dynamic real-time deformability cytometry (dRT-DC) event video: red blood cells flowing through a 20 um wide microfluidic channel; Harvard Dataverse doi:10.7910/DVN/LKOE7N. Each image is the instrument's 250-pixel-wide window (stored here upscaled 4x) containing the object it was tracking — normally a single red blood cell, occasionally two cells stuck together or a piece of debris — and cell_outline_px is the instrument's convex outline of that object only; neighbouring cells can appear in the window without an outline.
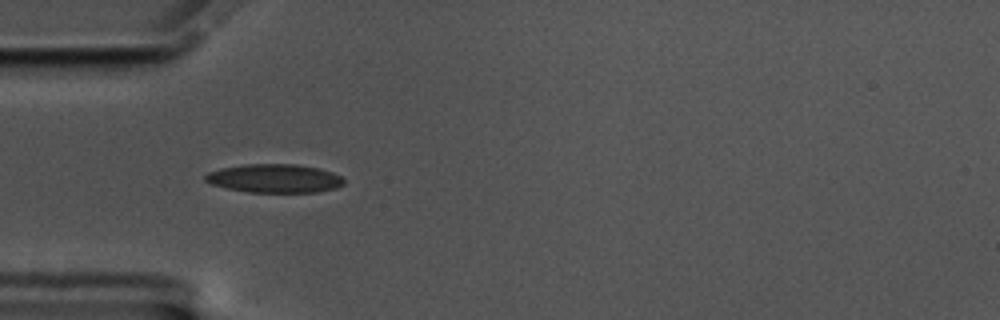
{"species": "common noctule bat (a hibernating species)", "species_latin": "Nyctalus noctula", "temperature_condition": "cold", "stored_images_in_passage": 41, "camera_frame_rate_fps": 3000, "um_per_image_px": 0.085, "animal": {"sex": "male", "body_mass_g": 17.5, "forearm_length_mm": 52.3}, "frame": {"image": 1, "passage_image": 1, "time_ms": 0.0, "image_size_px": [1000, 320], "cell_outline_px": [[344, 184], [336, 188], [320, 192], [248, 192], [228, 188], [212, 184], [204, 180], [204, 176], [208, 172], [220, 168], [244, 164], [296, 164], [320, 168], [332, 172], [340, 176], [344, 180]], "centroid_in_image_um": [23.34, 15.16], "position_along_channel_um": 61.7, "area_um2": 23.18}}
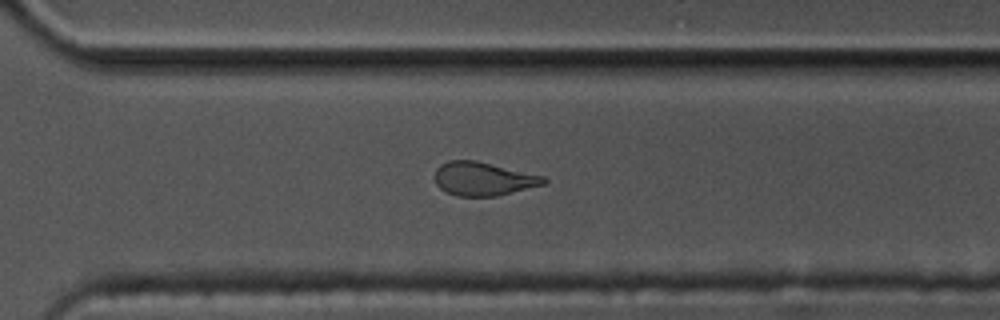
{"frame": {"image": 2, "passage_image": 24, "time_ms": 7.667, "image_size_px": [1000, 320], "cell_outline_px": [[548, 180], [544, 184], [496, 196], [456, 196], [444, 192], [436, 184], [436, 168], [440, 164], [448, 160], [476, 160], [544, 176]], "centroid_in_image_um": [41.05, 15.19], "position_along_channel_um": 329.6, "area_um2": 21.27}}
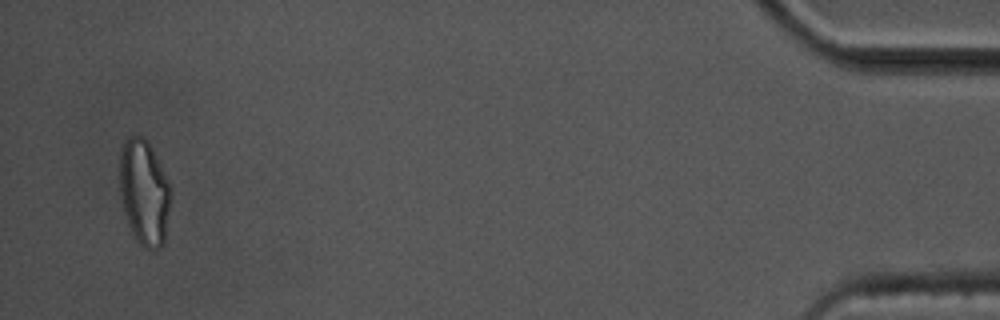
{"frame": {"image": 3, "passage_image": 39, "time_ms": 12.667, "image_size_px": [1000, 320], "cell_outline_px": [[168, 212], [164, 244], [160, 248], [144, 248], [136, 240], [132, 232], [120, 196], [120, 148], [124, 140], [128, 136], [140, 136], [148, 140], [168, 180]], "centroid_in_image_um": [12.23, 16.31], "position_along_channel_um": 423.0, "area_um2": 30.81}, "authors_computed_cell_mechanics": {"area_um2": 22.6576, "velocity_mm_per_s": 3.5152, "shape_relaxation_time_tau1_ms": 8.9754, "shape_relaxation_time_tau2_ms": 3.0903, "deformation_change_tau1": 0.1925, "deformation_change_tau2": 0.1164}}